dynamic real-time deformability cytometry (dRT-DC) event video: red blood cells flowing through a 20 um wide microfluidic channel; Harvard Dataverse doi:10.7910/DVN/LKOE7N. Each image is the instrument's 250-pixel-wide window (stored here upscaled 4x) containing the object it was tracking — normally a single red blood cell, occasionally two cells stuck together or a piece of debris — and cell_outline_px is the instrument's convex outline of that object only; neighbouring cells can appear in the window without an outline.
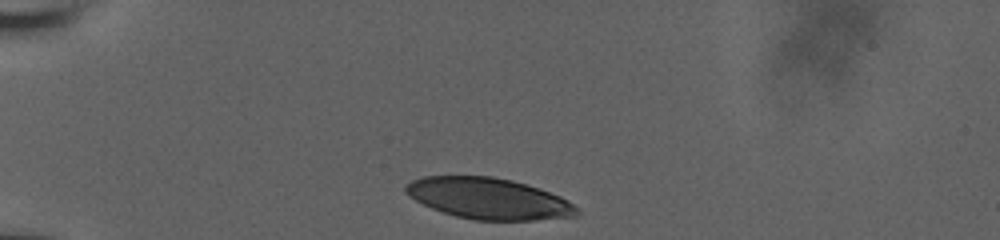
{"species": "human", "species_latin": "Homo sapiens", "temperature_condition": "room temperature", "stored_images_in_passage": 33, "camera_frame_rate_fps": 3000, "um_per_image_px": 0.085, "donor": {"sex": "male"}, "frame": {"image": 1, "passage_image": 1, "time_ms": 0.0, "image_size_px": [1000, 240], "cell_outline_px": [[580, 212], [576, 216], [536, 220], [476, 220], [456, 216], [432, 208], [408, 196], [404, 192], [404, 184], [412, 180], [424, 176], [492, 176], [512, 180], [540, 188], [560, 196], [568, 200]], "centroid_in_image_um": [41.52, 16.86], "position_along_channel_um": 43.5, "area_um2": 41.04}}
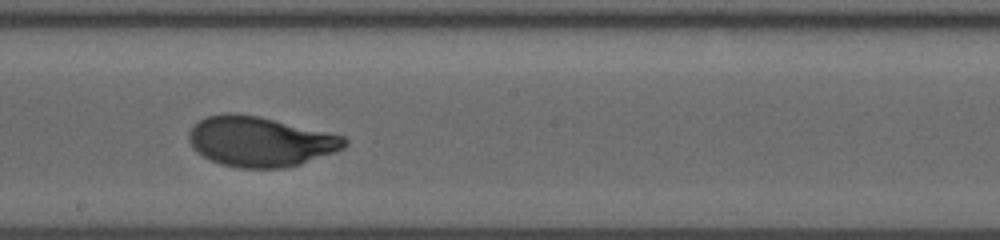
{"frame": {"image": 2, "passage_image": 19, "time_ms": 6.0, "image_size_px": [1000, 240], "cell_outline_px": [[348, 144], [344, 148], [336, 152], [300, 164], [284, 168], [240, 168], [220, 164], [196, 152], [192, 148], [188, 140], [188, 132], [192, 124], [208, 116], [224, 112], [232, 112], [260, 116], [344, 136], [348, 140]], "centroid_in_image_um": [22.09, 12.02], "position_along_channel_um": 226.1, "area_um2": 45.72}}
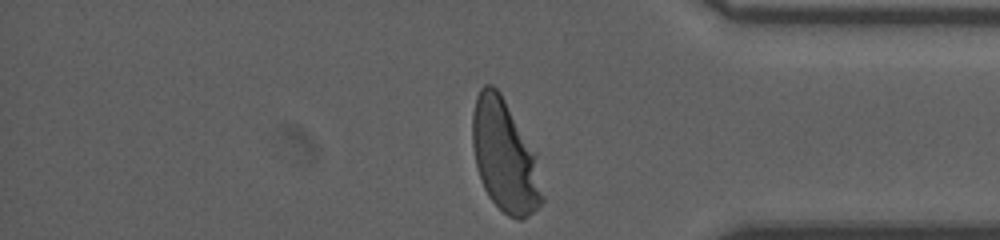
{"frame": {"image": 3, "passage_image": 33, "time_ms": 10.667, "image_size_px": [1000, 240], "cell_outline_px": [[544, 200], [528, 216], [520, 220], [516, 220], [508, 216], [488, 196], [480, 180], [476, 168], [472, 144], [472, 112], [476, 96], [480, 88], [484, 84], [492, 84], [500, 92], [536, 152], [544, 196]], "centroid_in_image_um": [42.9, 13.26], "position_along_channel_um": 392.3, "area_um2": 45.89}, "authors_computed_cell_mechanics": {"area_um2": 45.084, "velocity_mm_per_s": 3.8277, "shape_relaxation_time_tau1_ms": 3.6454, "shape_relaxation_time_tau2_ms": null, "deformation_change_tau1": 0.2045, "deformation_change_tau2": null}}